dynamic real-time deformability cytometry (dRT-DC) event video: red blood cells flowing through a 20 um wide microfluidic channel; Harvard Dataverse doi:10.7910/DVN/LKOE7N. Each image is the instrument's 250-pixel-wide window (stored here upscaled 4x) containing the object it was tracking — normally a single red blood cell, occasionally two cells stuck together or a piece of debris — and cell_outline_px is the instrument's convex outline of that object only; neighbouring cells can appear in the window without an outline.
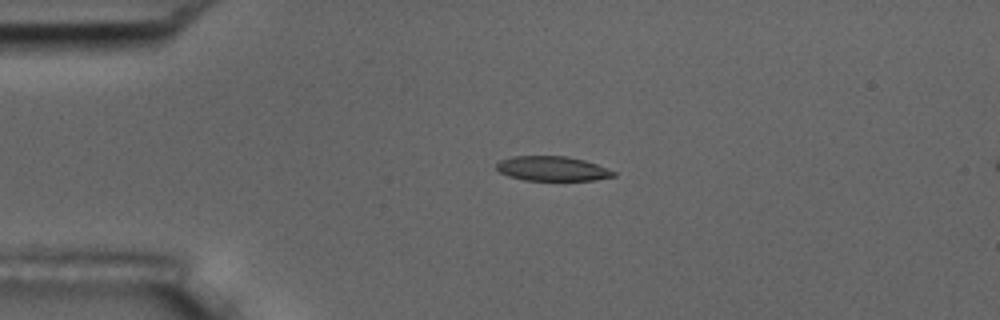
{"species": "common noctule bat (a hibernating species)", "species_latin": "Nyctalus noctula", "temperature_condition": "room temperature", "stored_images_in_passage": 44, "camera_frame_rate_fps": 3000, "um_per_image_px": 0.085, "animal": {"sex": "male", "body_mass_g": 17.5, "forearm_length_mm": 52.3}, "frame": {"image": 1, "passage_image": 1, "time_ms": 0.0, "image_size_px": [1000, 320], "cell_outline_px": [[616, 176], [592, 180], [524, 180], [508, 176], [500, 172], [496, 168], [496, 164], [500, 160], [512, 156], [568, 156], [584, 160], [596, 164], [616, 172]], "centroid_in_image_um": [46.93, 14.33], "position_along_channel_um": 38.1, "area_um2": 16.76}}
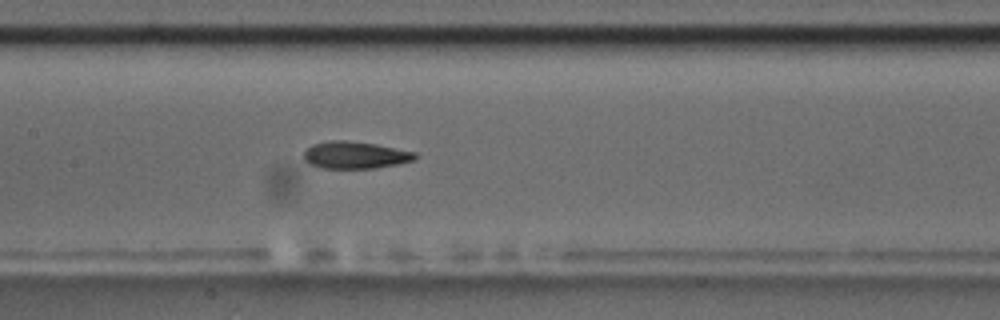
{"frame": {"image": 2, "passage_image": 15, "time_ms": 4.667, "image_size_px": [1000, 320], "cell_outline_px": [[416, 160], [400, 164], [376, 168], [320, 168], [308, 164], [304, 160], [304, 152], [312, 144], [332, 140], [344, 140], [376, 144], [416, 152]], "centroid_in_image_um": [30.2, 13.19], "position_along_channel_um": 177.2, "area_um2": 17.74}}
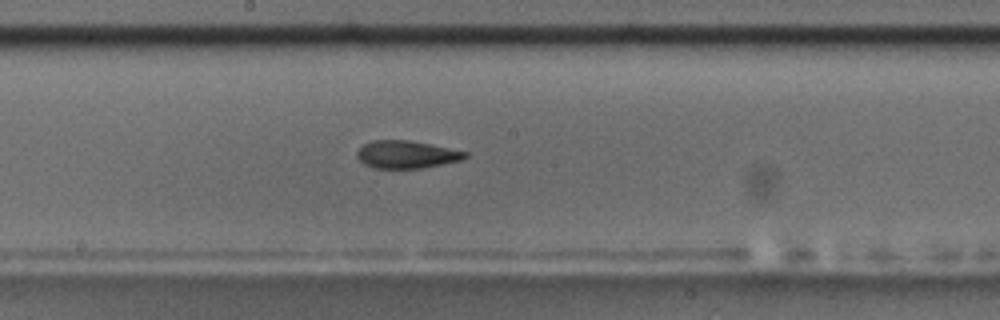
{"frame": {"image": 3, "passage_image": 18, "time_ms": 5.667, "image_size_px": [1000, 320], "cell_outline_px": [[468, 156], [460, 160], [420, 168], [372, 168], [364, 164], [356, 156], [356, 152], [364, 144], [372, 140], [408, 140], [468, 152]], "centroid_in_image_um": [34.5, 13.13], "position_along_channel_um": 213.7, "area_um2": 17.17}, "authors_computed_cell_mechanics": {"area_um2": 17.7735, "velocity_mm_per_s": 3.6644, "shape_relaxation_time_tau1_ms": 8.6998, "shape_relaxation_time_tau2_ms": 3.518, "deformation_change_tau1": 0.2127, "deformation_change_tau2": 0.1058}}